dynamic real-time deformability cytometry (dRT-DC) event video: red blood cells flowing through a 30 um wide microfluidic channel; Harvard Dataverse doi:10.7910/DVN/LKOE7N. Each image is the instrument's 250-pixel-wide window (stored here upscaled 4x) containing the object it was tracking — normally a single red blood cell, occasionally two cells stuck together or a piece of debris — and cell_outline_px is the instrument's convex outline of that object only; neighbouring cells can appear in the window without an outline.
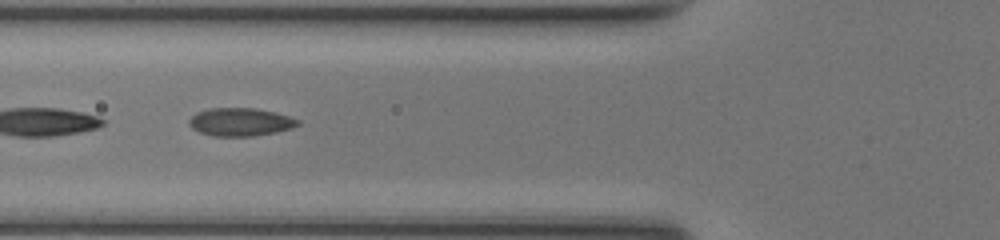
{"species": "common noctule bat (a hibernating species)", "species_latin": "Nyctalus noctula", "temperature_condition": "room temperature", "stored_images_in_passage": 34, "camera_frame_rate_fps": 3000, "um_per_image_px": 0.085, "animal": {"sex": "female", "body_mass_g": 17.0, "forearm_length_mm": 48.0}, "frame": {"image": 1, "passage_image": 6, "time_ms": 1.667, "image_size_px": [1000, 240], "cell_outline_px": [[300, 124], [292, 128], [276, 132], [252, 136], [212, 136], [200, 132], [192, 128], [188, 124], [188, 120], [196, 112], [208, 108], [252, 108], [272, 112], [288, 116], [300, 120]], "centroid_in_image_um": [20.4, 10.37], "position_along_channel_um": 105.4, "area_um2": 17.74}}
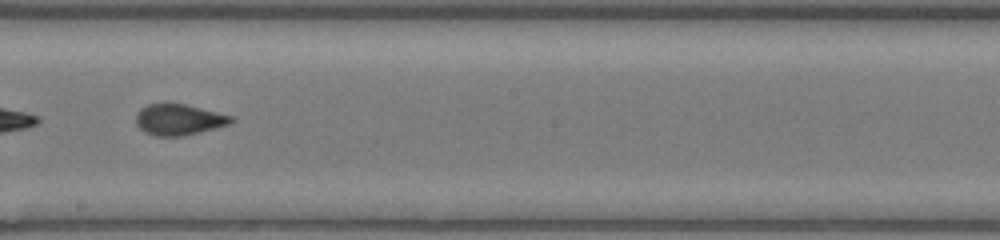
{"frame": {"image": 2, "passage_image": 15, "time_ms": 4.667, "image_size_px": [1000, 240], "cell_outline_px": [[236, 120], [232, 124], [184, 136], [156, 136], [144, 132], [136, 124], [136, 116], [140, 108], [148, 104], [184, 104], [232, 116]], "centroid_in_image_um": [15.22, 10.18], "position_along_channel_um": 233.0, "area_um2": 17.17}, "authors_computed_cell_mechanics": {"area_um2": 17.6579, "velocity_mm_per_s": 4.2453, "shape_relaxation_time_tau1_ms": null, "shape_relaxation_time_tau2_ms": 1.2971, "deformation_change_tau1": null, "deformation_change_tau2": 0.0592}}